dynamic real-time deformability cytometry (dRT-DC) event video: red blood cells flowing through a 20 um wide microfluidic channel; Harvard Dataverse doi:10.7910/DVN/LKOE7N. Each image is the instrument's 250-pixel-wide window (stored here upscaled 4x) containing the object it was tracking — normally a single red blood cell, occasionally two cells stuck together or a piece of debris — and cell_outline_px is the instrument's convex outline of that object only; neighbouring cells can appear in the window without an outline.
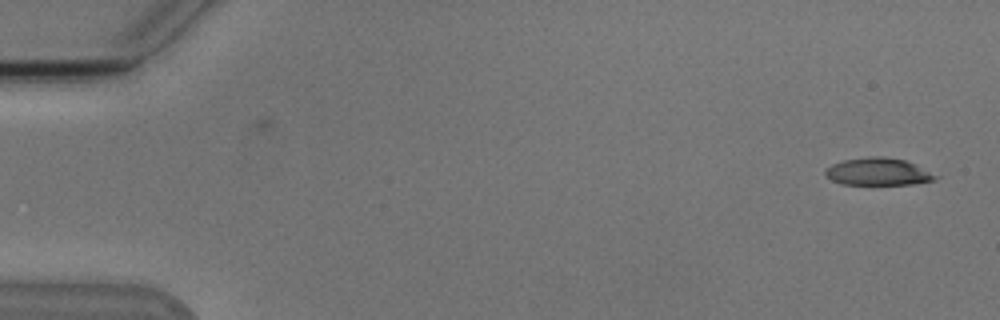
{"species": "Egyptian fruit bat (a non-hibernating species)", "species_latin": "Rousettus aegyptiacus", "temperature_condition": "cold", "stored_images_in_passage": 5, "camera_frame_rate_fps": 3000, "um_per_image_px": 0.085, "animal": {"sex": "male"}, "frame": {"image": 1, "passage_image": 1, "time_ms": 0.0, "image_size_px": [1000, 320], "cell_outline_px": [[940, 176], [936, 180], [912, 184], [840, 184], [824, 176], [824, 172], [832, 164], [844, 160], [868, 156], [884, 156], [904, 160]], "centroid_in_image_um": [74.62, 14.59], "position_along_channel_um": 10.4, "area_um2": 17.51}}
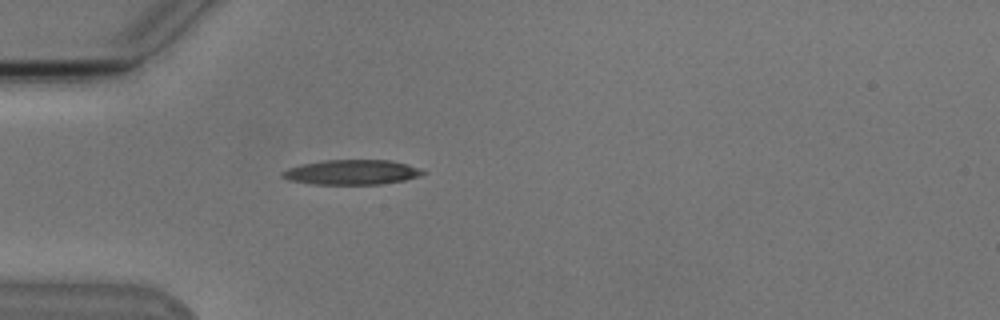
{"frame": {"image": 2, "passage_image": 5, "time_ms": 4.667, "image_size_px": [1000, 320], "cell_outline_px": [[428, 172], [420, 176], [404, 180], [380, 184], [316, 184], [288, 180], [280, 176], [280, 172], [288, 168], [300, 164], [324, 160], [392, 160], [408, 164], [420, 168]], "centroid_in_image_um": [29.91, 14.63], "position_along_channel_um": 55.1, "area_um2": 20.52}}